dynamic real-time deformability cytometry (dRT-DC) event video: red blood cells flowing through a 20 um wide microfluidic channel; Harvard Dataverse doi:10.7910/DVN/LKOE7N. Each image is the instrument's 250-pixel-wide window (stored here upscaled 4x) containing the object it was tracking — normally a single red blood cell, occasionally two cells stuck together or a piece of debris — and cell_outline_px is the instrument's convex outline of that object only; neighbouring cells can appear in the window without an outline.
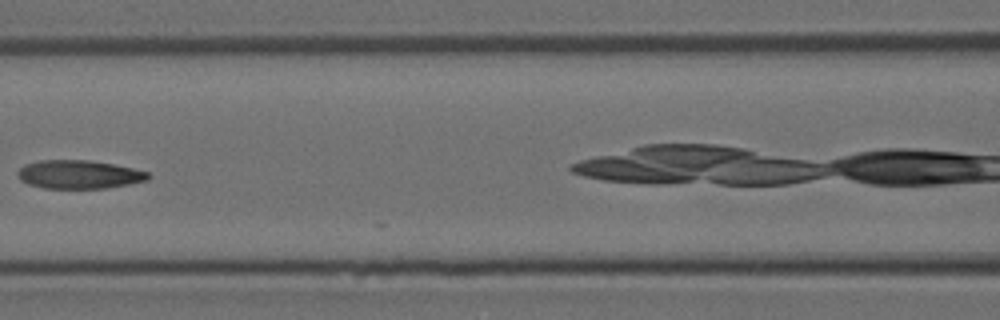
{"species": "Egyptian fruit bat (a non-hibernating species)", "species_latin": "Rousettus aegyptiacus", "temperature_condition": "room temperature", "stored_images_in_passage": 5, "camera_frame_rate_fps": 3000, "um_per_image_px": 0.085, "animal": {"sex": "female"}, "frame": {"image": 1, "passage_image": 5, "time_ms": 1.333, "image_size_px": [1000, 320], "cell_outline_px": [[152, 176], [148, 180], [128, 184], [104, 188], [44, 188], [28, 184], [20, 180], [16, 172], [20, 168], [28, 164], [40, 160], [88, 160], [112, 164], [132, 168], [148, 172]], "centroid_in_image_um": [6.71, 14.83], "position_along_channel_um": 159.9, "area_um2": 21.5}}